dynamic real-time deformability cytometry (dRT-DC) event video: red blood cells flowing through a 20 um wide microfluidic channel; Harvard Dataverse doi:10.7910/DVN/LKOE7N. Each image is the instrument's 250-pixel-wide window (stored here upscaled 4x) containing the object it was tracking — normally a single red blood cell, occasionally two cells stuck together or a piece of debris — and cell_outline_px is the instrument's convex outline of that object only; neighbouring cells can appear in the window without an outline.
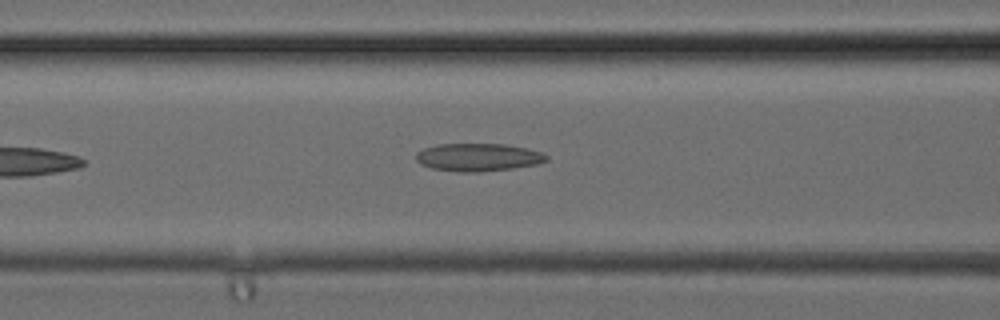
{"species": "common noctule bat (a hibernating species)", "species_latin": "Nyctalus noctula", "temperature_condition": "cold", "stored_images_in_passage": 20, "camera_frame_rate_fps": 3000, "um_per_image_px": 0.085, "animal": {"sex": "female", "body_mass_g": 24.6, "forearm_length_mm": 56.2}, "frame": {"image": 1, "passage_image": 4, "time_ms": 1.0, "image_size_px": [1000, 320], "cell_outline_px": [[548, 160], [536, 164], [512, 168], [480, 172], [460, 172], [432, 168], [420, 164], [416, 160], [416, 152], [424, 148], [436, 144], [504, 144], [528, 148], [540, 152], [548, 156]], "centroid_in_image_um": [40.62, 13.36], "position_along_channel_um": 126.0, "area_um2": 21.15}}
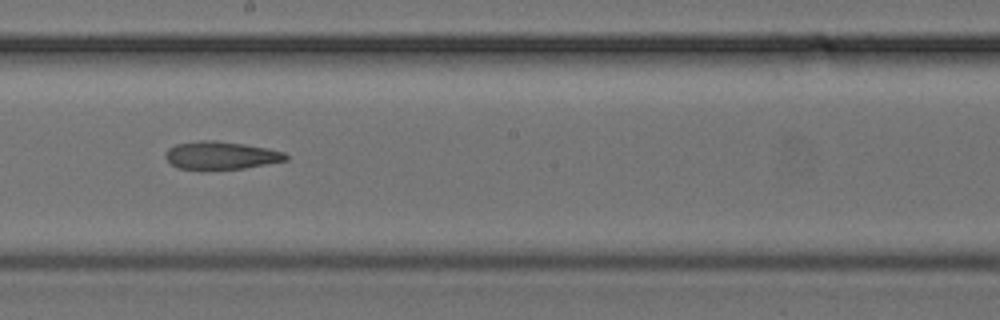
{"frame": {"image": 2, "passage_image": 9, "time_ms": 2.667, "image_size_px": [1000, 320], "cell_outline_px": [[288, 160], [244, 168], [176, 168], [164, 156], [164, 152], [168, 148], [176, 144], [200, 140], [216, 140], [244, 144], [268, 148], [284, 152], [288, 156]], "centroid_in_image_um": [18.78, 13.18], "position_along_channel_um": 229.4, "area_um2": 19.31}}
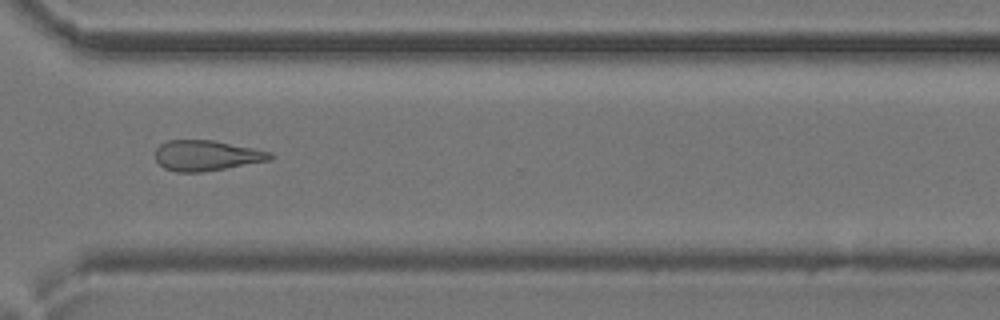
{"frame": {"image": 3, "passage_image": 15, "time_ms": 4.667, "image_size_px": [1000, 320], "cell_outline_px": [[276, 156], [272, 160], [204, 172], [176, 172], [164, 168], [156, 160], [156, 148], [160, 144], [168, 140], [212, 140], [272, 152]], "centroid_in_image_um": [17.58, 13.23], "position_along_channel_um": 353.0, "area_um2": 20.46}}